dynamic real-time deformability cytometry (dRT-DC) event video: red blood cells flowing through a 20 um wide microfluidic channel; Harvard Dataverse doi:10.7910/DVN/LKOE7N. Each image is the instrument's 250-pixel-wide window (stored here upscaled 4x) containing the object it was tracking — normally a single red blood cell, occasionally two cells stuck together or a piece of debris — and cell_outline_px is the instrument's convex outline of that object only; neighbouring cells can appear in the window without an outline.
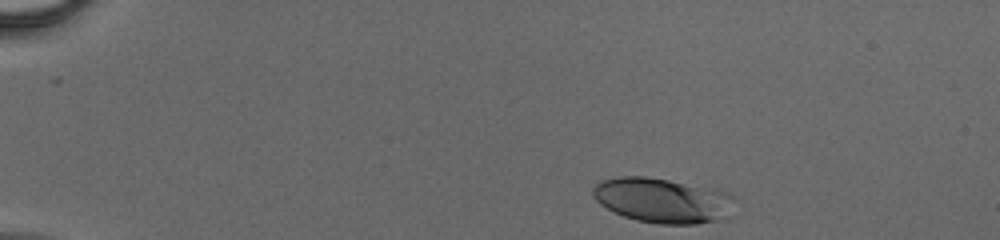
{"species": "human", "species_latin": "Homo sapiens", "temperature_condition": "cold", "stored_images_in_passage": 15, "camera_frame_rate_fps": 3000, "um_per_image_px": 0.085, "donor": {"sex": "male"}, "frame": {"image": 1, "passage_image": 1, "time_ms": 0.0, "image_size_px": [1000, 240], "cell_outline_px": [[736, 200], [716, 220], [696, 224], [660, 224], [636, 220], [624, 216], [600, 204], [592, 196], [592, 188], [600, 180], [620, 176], [644, 176], [668, 180], [712, 188], [728, 192], [736, 196]], "centroid_in_image_um": [56.25, 17.01], "position_along_channel_um": 28.7, "area_um2": 36.65}}
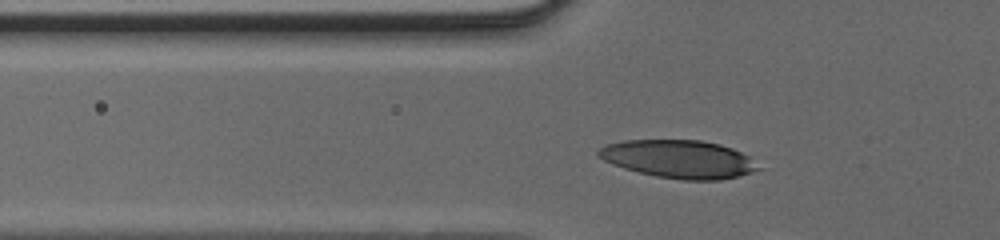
{"frame": {"image": 2, "passage_image": 10, "time_ms": 3.0, "image_size_px": [1000, 240], "cell_outline_px": [[760, 168], [752, 172], [720, 180], [684, 180], [656, 176], [624, 168], [612, 164], [596, 156], [596, 152], [600, 148], [608, 144], [624, 140], [700, 140], [720, 144], [732, 148], [752, 156]], "centroid_in_image_um": [57.72, 13.51], "position_along_channel_um": 68.1, "area_um2": 35.43}}
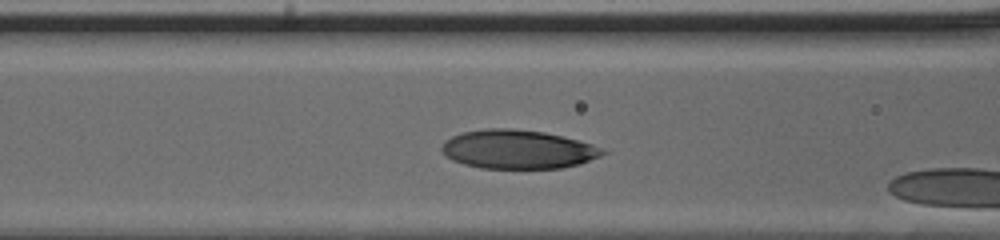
{"frame": {"image": 3, "passage_image": 14, "time_ms": 4.333, "image_size_px": [1000, 240], "cell_outline_px": [[608, 152], [600, 156], [580, 164], [560, 168], [480, 168], [464, 164], [452, 160], [440, 148], [444, 140], [452, 136], [464, 132], [484, 128], [512, 128], [544, 132], [592, 144], [604, 148]], "centroid_in_image_um": [44.02, 12.69], "position_along_channel_um": 122.6, "area_um2": 36.36}}